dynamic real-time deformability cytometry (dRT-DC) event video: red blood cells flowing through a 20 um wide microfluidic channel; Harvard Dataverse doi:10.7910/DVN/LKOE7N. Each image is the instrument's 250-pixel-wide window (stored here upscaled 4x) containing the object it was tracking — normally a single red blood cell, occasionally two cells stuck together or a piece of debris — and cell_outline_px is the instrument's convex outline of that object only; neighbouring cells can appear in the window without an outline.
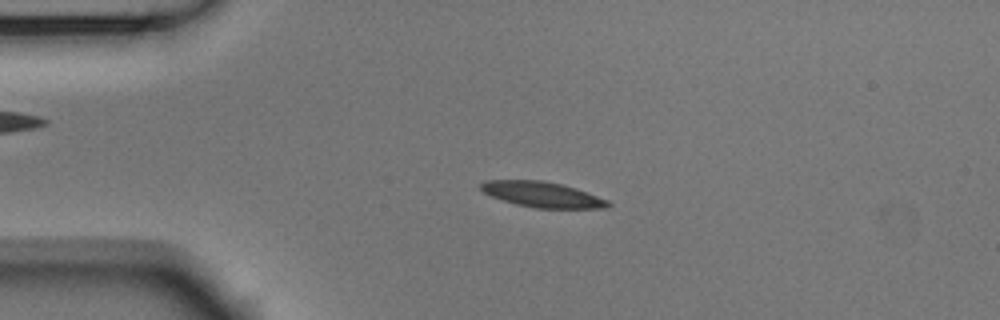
{"species": "Egyptian fruit bat (a non-hibernating species)", "species_latin": "Rousettus aegyptiacus", "temperature_condition": "room temperature", "stored_images_in_passage": 55, "camera_frame_rate_fps": 3000, "um_per_image_px": 0.085, "animal": {"sex": "male"}, "frame": {"image": 1, "passage_image": 13, "time_ms": 4.0, "image_size_px": [1000, 320], "cell_outline_px": [[612, 204], [604, 208], [536, 208], [516, 204], [492, 196], [484, 192], [480, 188], [480, 184], [484, 180], [544, 180], [576, 188], [608, 200]], "centroid_in_image_um": [46.09, 16.52], "position_along_channel_um": 38.9, "area_um2": 18.73}}
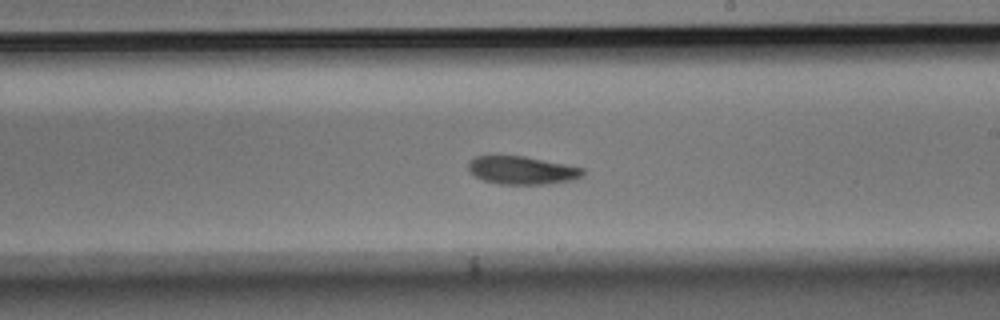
{"frame": {"image": 2, "passage_image": 32, "time_ms": 10.333, "image_size_px": [1000, 320], "cell_outline_px": [[584, 176], [572, 180], [548, 184], [500, 184], [484, 180], [476, 176], [468, 168], [468, 164], [476, 156], [524, 156], [584, 168]], "centroid_in_image_um": [44.41, 14.48], "position_along_channel_um": 244.6, "area_um2": 18.5}}
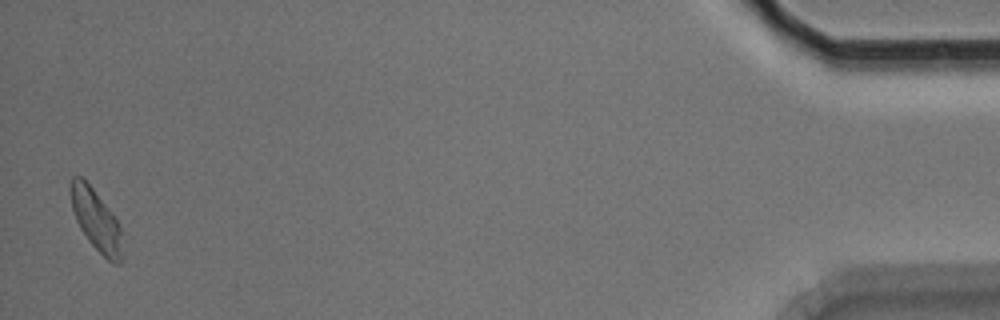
{"frame": {"image": 3, "passage_image": 54, "time_ms": 17.667, "image_size_px": [1000, 320], "cell_outline_px": [[124, 260], [120, 264], [112, 264], [88, 240], [80, 228], [76, 220], [72, 208], [68, 188], [72, 176], [84, 176], [120, 224]], "centroid_in_image_um": [8.17, 18.69], "position_along_channel_um": 427.0, "area_um2": 18.9}, "authors_computed_cell_mechanics": {"area_um2": 19.0162, "velocity_mm_per_s": 3.708, "shape_relaxation_time_tau1_ms": 4.1146, "shape_relaxation_time_tau2_ms": 5.5844, "deformation_change_tau1": 0.1276, "deformation_change_tau2": 0.1144}}